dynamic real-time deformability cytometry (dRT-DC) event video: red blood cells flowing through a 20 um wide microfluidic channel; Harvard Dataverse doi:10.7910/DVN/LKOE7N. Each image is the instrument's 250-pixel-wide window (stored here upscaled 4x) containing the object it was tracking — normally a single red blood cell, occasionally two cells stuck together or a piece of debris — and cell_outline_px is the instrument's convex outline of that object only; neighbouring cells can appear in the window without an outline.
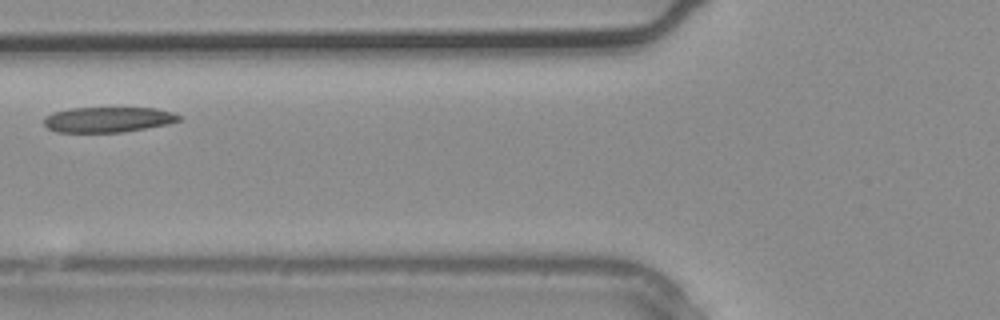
{"species": "common noctule bat (a hibernating species)", "species_latin": "Nyctalus noctula", "temperature_condition": "warm", "stored_images_in_passage": 2, "camera_frame_rate_fps": 3000, "um_per_image_px": 0.085, "animal": {"sex": "male", "body_mass_g": 20.4}, "frame": {"image": 1, "passage_image": 2, "time_ms": 0.333, "image_size_px": [1000, 320], "cell_outline_px": [[184, 116], [180, 120], [168, 124], [124, 132], [56, 132], [48, 128], [44, 124], [44, 116], [52, 112], [72, 108], [156, 108], [172, 112]], "centroid_in_image_um": [9.19, 10.16], "position_along_channel_um": 116.6, "area_um2": 20.06}}